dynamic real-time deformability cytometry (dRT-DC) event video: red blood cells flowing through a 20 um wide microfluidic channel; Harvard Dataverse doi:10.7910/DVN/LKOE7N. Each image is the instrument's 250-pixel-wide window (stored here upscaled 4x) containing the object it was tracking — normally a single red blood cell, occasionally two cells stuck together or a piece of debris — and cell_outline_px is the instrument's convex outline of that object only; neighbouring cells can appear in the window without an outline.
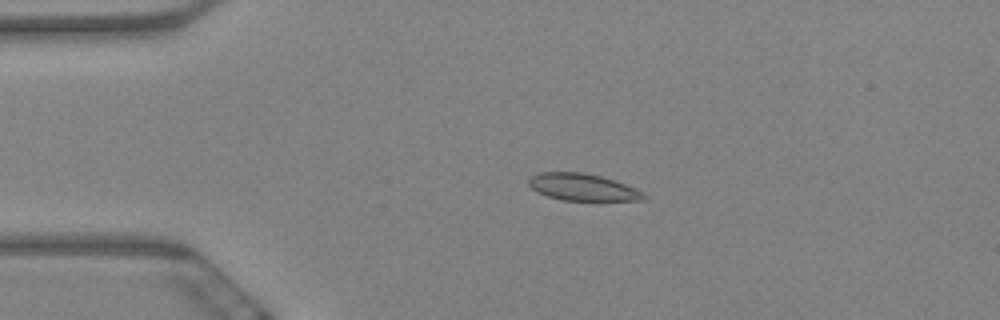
{"species": "Egyptian fruit bat (a non-hibernating species)", "species_latin": "Rousettus aegyptiacus", "temperature_condition": "warm", "stored_images_in_passage": 9, "camera_frame_rate_fps": 3000, "um_per_image_px": 0.085, "animal": {"sex": "female"}, "frame": {"image": 1, "passage_image": 4, "time_ms": 1.0, "image_size_px": [1000, 320], "cell_outline_px": [[648, 196], [644, 200], [560, 200], [536, 192], [528, 184], [528, 180], [532, 176], [540, 172], [584, 172], [600, 176], [636, 188], [644, 192]], "centroid_in_image_um": [49.52, 15.91], "position_along_channel_um": 35.5, "area_um2": 18.03}}
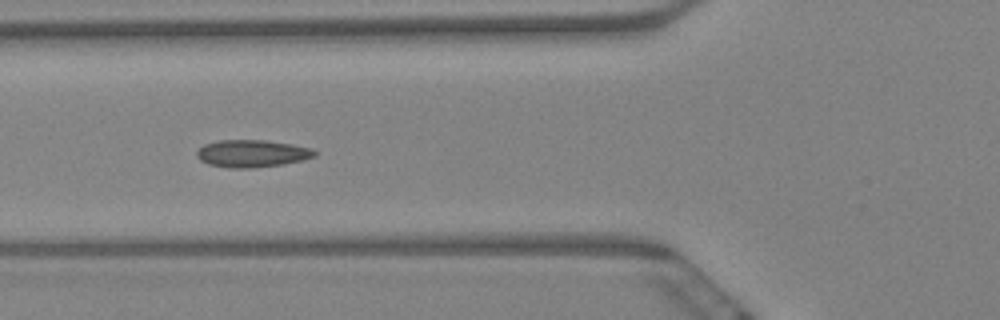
{"frame": {"image": 2, "passage_image": 7, "time_ms": 2.0, "image_size_px": [1000, 320], "cell_outline_px": [[316, 156], [304, 160], [284, 164], [252, 168], [228, 168], [208, 164], [200, 160], [196, 156], [196, 152], [204, 144], [220, 140], [264, 140], [292, 144], [312, 148], [316, 152]], "centroid_in_image_um": [21.43, 13.05], "position_along_channel_um": 104.4, "area_um2": 18.9}}
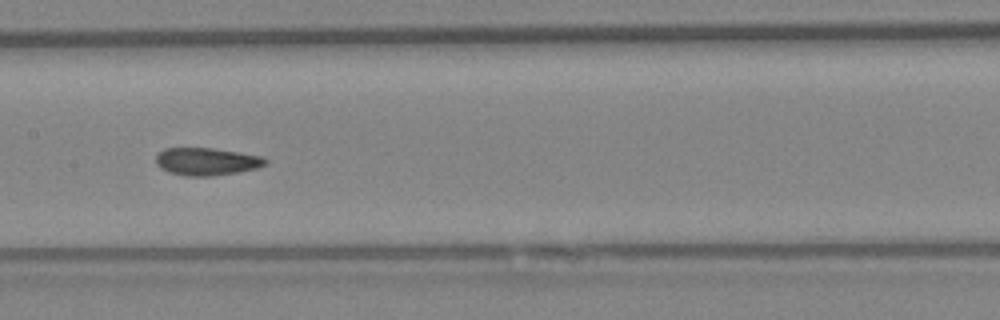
{"frame": {"image": 3, "passage_image": 9, "time_ms": 2.667, "image_size_px": [1000, 320], "cell_outline_px": [[268, 164], [256, 168], [240, 172], [212, 176], [184, 176], [168, 172], [160, 168], [156, 164], [156, 152], [164, 148], [212, 148], [240, 152], [264, 156], [268, 160]], "centroid_in_image_um": [17.57, 13.73], "position_along_channel_um": 189.8, "area_um2": 17.98}}